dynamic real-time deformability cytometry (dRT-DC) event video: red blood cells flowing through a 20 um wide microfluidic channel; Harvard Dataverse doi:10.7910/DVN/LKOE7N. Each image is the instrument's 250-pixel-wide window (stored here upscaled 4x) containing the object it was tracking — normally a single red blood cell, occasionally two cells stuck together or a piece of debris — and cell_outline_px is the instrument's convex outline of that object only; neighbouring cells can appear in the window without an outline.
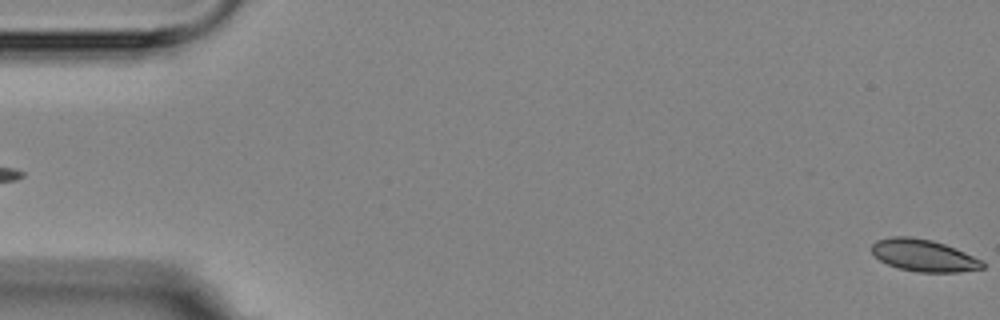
{"species": "Egyptian fruit bat (a non-hibernating species)", "species_latin": "Rousettus aegyptiacus", "temperature_condition": "room temperature", "stored_images_in_passage": 4, "segment_of_instrument_passage": [2, 2], "camera_frame_rate_fps": 3000, "um_per_image_px": 0.085, "animal": {"sex": "female"}, "frame": {"image": 1, "passage_image": 4, "time_ms": 4.333, "image_size_px": [1000, 320], "cell_outline_px": [[984, 268], [960, 272], [920, 272], [900, 268], [888, 264], [880, 260], [872, 252], [872, 244], [876, 240], [892, 236], [912, 236], [932, 240], [956, 248], [980, 260], [984, 264]], "centroid_in_image_um": [78.5, 21.7], "position_along_channel_um": 6.5, "area_um2": 20.52}}